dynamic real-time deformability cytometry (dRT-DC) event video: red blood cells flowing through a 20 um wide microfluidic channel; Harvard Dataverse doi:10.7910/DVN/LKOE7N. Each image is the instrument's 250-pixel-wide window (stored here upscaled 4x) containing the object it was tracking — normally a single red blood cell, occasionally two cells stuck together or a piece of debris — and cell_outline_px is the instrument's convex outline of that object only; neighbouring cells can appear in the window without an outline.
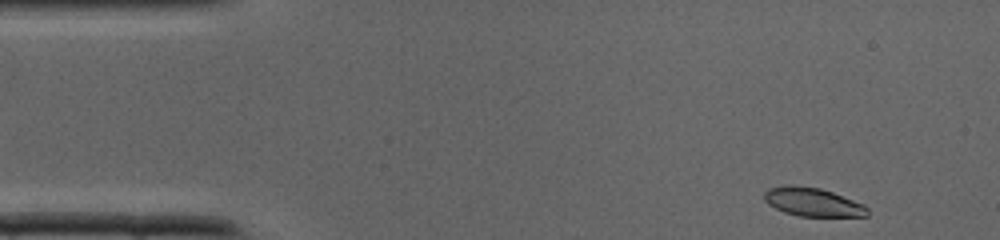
{"species": "common noctule bat (a hibernating species)", "species_latin": "Nyctalus noctula", "temperature_condition": "cold", "stored_images_in_passage": 35, "camera_frame_rate_fps": 3000, "um_per_image_px": 0.085, "animal": {"sex": "male", "body_mass_g": 19.0, "forearm_length_mm": 50.8}, "frame": {"image": 1, "passage_image": 1, "time_ms": 0.0, "image_size_px": [1000, 240], "cell_outline_px": [[868, 216], [800, 216], [784, 212], [768, 204], [764, 200], [764, 192], [768, 188], [784, 184], [792, 184], [820, 188], [832, 192], [864, 204], [868, 208]], "centroid_in_image_um": [69.05, 17.15], "position_along_channel_um": 15.9, "area_um2": 17.28}}
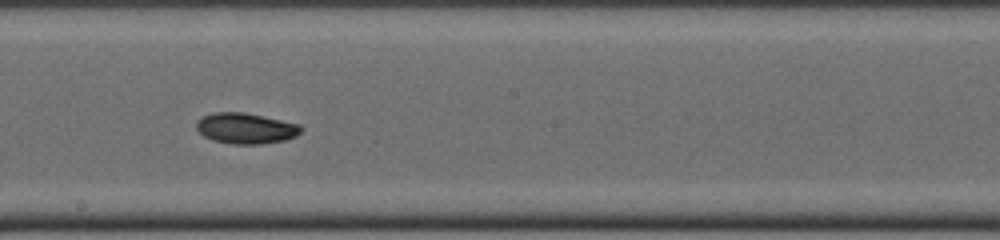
{"frame": {"image": 2, "passage_image": 18, "time_ms": 5.667, "image_size_px": [1000, 240], "cell_outline_px": [[300, 132], [296, 136], [284, 140], [260, 144], [232, 144], [212, 140], [204, 136], [196, 128], [196, 120], [200, 116], [212, 112], [244, 112], [300, 124]], "centroid_in_image_um": [20.83, 10.9], "position_along_channel_um": 227.4, "area_um2": 18.79}}
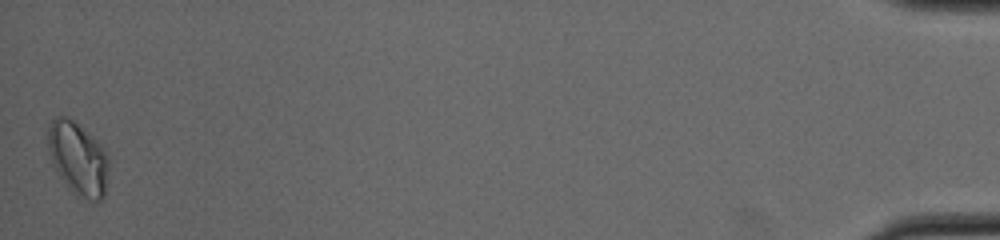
{"frame": {"image": 3, "passage_image": 35, "time_ms": 11.333, "image_size_px": [1000, 240], "cell_outline_px": [[108, 172], [104, 196], [100, 200], [92, 200], [76, 196], [68, 188], [52, 164], [48, 148], [48, 128], [52, 120], [56, 116], [68, 116], [92, 136], [104, 148], [108, 156]], "centroid_in_image_um": [6.63, 13.47], "position_along_channel_um": 428.6, "area_um2": 25.84}}